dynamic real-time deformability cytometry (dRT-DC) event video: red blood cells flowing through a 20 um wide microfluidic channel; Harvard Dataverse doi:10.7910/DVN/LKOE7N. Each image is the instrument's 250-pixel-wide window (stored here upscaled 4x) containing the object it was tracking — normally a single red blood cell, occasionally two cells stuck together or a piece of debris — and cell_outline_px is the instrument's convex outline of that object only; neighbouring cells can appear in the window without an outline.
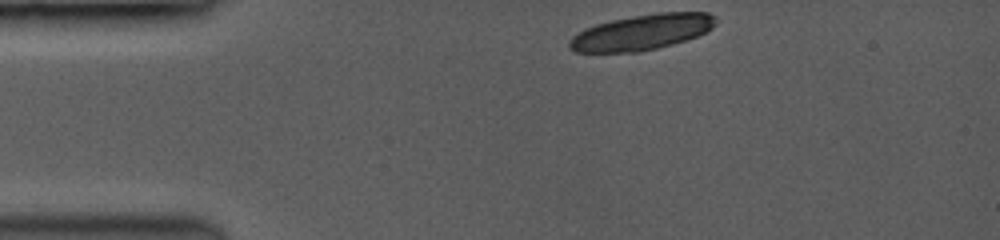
{"species": "common noctule bat (a hibernating species)", "species_latin": "Nyctalus noctula", "temperature_condition": "room temperature", "stored_images_in_passage": 21, "camera_frame_rate_fps": 3500, "um_per_image_px": 0.085, "animal": {"sex": "female", "body_mass_g": 19.0, "forearm_length_mm": 53.3}, "frame": {"image": 1, "passage_image": 1, "time_ms": 0.0, "image_size_px": [1000, 240], "cell_outline_px": [[716, 20], [712, 28], [696, 36], [684, 40], [656, 48], [636, 52], [576, 52], [568, 48], [568, 44], [572, 36], [584, 28], [596, 24], [612, 20], [660, 12], [708, 12]], "centroid_in_image_um": [54.5, 2.74], "position_along_channel_um": 30.5, "area_um2": 29.88}}
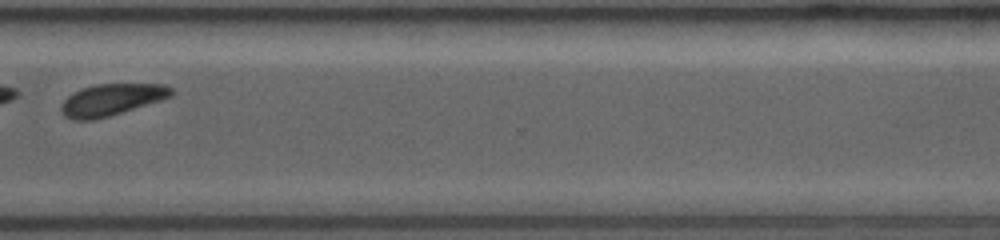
{"frame": {"image": 2, "passage_image": 18, "time_ms": 9.714, "image_size_px": [1000, 240], "cell_outline_px": [[176, 92], [172, 96], [160, 100], [108, 116], [92, 120], [72, 120], [64, 116], [60, 108], [60, 104], [68, 96], [84, 88], [96, 84], [160, 84], [172, 88]], "centroid_in_image_um": [9.47, 8.48], "position_along_channel_um": 361.1, "area_um2": 20.06}, "authors_computed_cell_mechanics": {"area_um2": 21.2126, "velocity_mm_per_s": 3.9903, "shape_relaxation_time_tau1_ms": 0.6231, "shape_relaxation_time_tau2_ms": null, "deformation_change_tau1": 0.2344, "deformation_change_tau2": null}}